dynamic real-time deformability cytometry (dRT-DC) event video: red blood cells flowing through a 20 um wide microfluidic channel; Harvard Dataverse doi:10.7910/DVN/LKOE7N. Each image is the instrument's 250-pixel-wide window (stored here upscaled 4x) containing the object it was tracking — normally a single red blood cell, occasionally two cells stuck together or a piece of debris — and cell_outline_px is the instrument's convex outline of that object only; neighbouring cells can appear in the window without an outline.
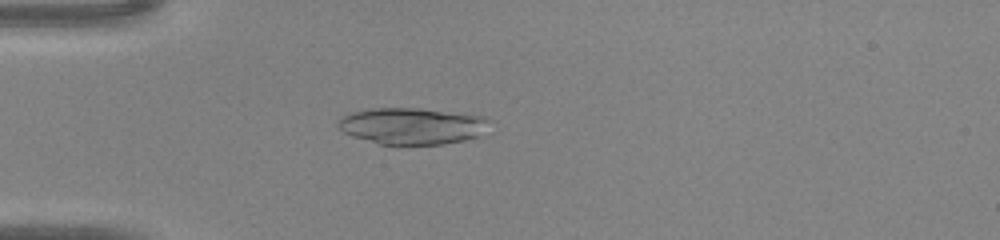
{"species": "common noctule bat (a hibernating species)", "species_latin": "Nyctalus noctula", "temperature_condition": "warm", "stored_images_in_passage": 46, "camera_frame_rate_fps": 3000, "um_per_image_px": 0.085, "animal": {"sex": "male", "body_mass_g": 20.0, "forearm_length_mm": 53.3}, "frame": {"image": 1, "passage_image": 14, "time_ms": 4.333, "image_size_px": [1000, 240], "cell_outline_px": [[488, 120], [480, 132], [476, 136], [464, 140], [444, 144], [380, 144], [352, 136], [344, 132], [336, 124], [336, 120], [340, 116], [352, 112], [372, 108], [420, 108], [484, 116]], "centroid_in_image_um": [34.92, 10.69], "position_along_channel_um": 50.1, "area_um2": 31.85}}